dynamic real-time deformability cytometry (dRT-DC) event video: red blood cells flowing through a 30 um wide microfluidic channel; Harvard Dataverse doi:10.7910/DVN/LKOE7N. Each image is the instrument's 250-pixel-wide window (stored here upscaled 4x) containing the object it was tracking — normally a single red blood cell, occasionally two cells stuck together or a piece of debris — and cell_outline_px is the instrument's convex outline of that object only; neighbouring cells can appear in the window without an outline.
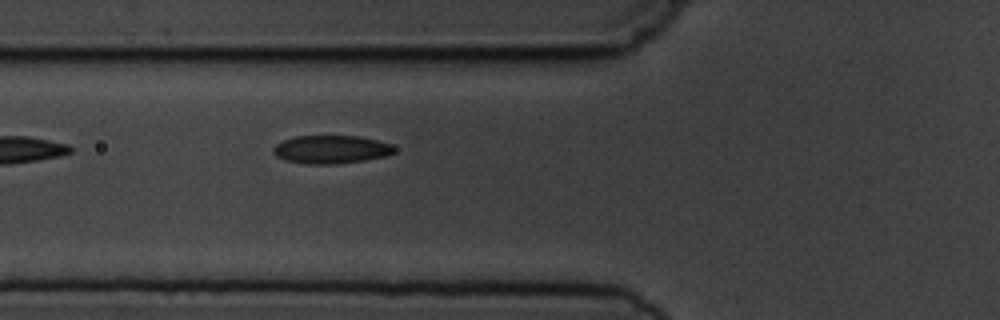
{"species": "common noctule bat (a hibernating species)", "species_latin": "Nyctalus noctula", "temperature_condition": "cold", "stored_images_in_passage": 6, "camera_frame_rate_fps": 3000, "um_per_image_px": 0.085, "animal": {"sex": "male", "body_mass_g": 19.5, "forearm_length_mm": 54.6}, "frame": {"image": 1, "passage_image": 6, "time_ms": 6.667, "image_size_px": [1000, 320], "cell_outline_px": [[396, 152], [388, 156], [364, 160], [336, 164], [308, 164], [284, 160], [276, 156], [272, 152], [272, 148], [276, 144], [292, 136], [360, 136], [392, 144], [396, 148]], "centroid_in_image_um": [28.15, 12.7], "position_along_channel_um": 97.6, "area_um2": 20.11}}